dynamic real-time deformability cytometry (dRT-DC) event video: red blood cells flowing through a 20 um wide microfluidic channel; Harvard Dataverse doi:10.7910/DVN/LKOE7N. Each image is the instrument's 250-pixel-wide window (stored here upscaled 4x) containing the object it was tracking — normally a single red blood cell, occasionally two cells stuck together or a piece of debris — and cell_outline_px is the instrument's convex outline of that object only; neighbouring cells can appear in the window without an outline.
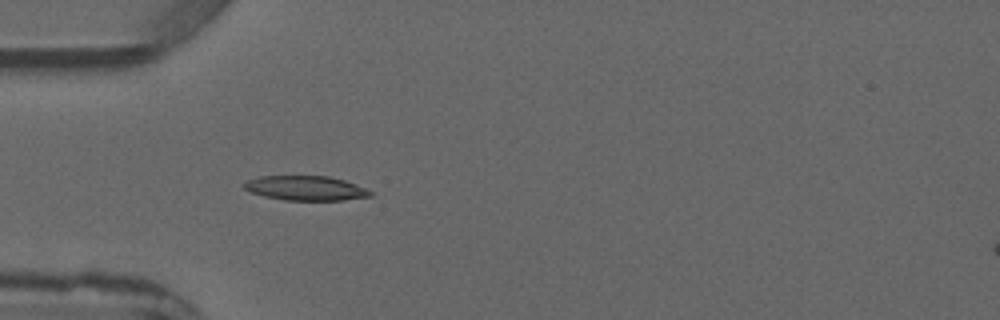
{"species": "common noctule bat (a hibernating species)", "species_latin": "Nyctalus noctula", "temperature_condition": "warm", "stored_images_in_passage": 4, "camera_frame_rate_fps": 3000, "um_per_image_px": 0.085, "animal": {"sex": "male", "forearm_length_mm": 52.5}, "frame": {"image": 1, "passage_image": 4, "time_ms": 4.0, "image_size_px": [1000, 320], "cell_outline_px": [[372, 196], [344, 200], [284, 200], [264, 196], [252, 192], [244, 188], [244, 184], [248, 180], [260, 176], [328, 176], [344, 180], [364, 188], [372, 192]], "centroid_in_image_um": [25.99, 15.99], "position_along_channel_um": 59.0, "area_um2": 17.86}}